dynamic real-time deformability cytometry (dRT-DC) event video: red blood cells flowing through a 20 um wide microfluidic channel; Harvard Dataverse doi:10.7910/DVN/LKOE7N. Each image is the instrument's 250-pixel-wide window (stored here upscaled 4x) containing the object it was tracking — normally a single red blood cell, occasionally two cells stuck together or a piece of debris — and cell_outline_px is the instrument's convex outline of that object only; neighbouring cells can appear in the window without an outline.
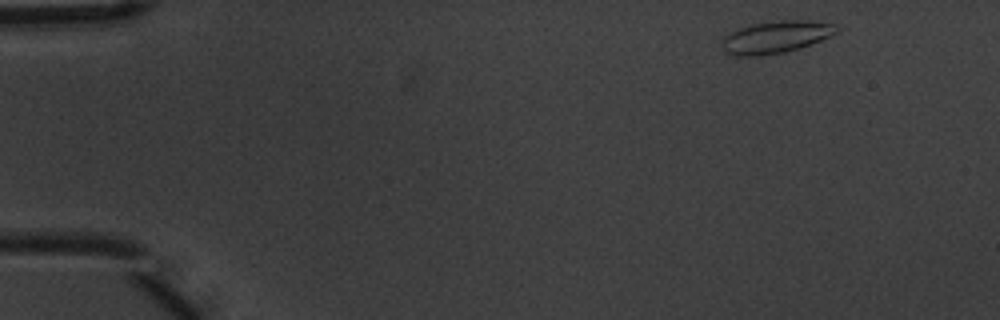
{"species": "common noctule bat (a hibernating species)", "species_latin": "Nyctalus noctula", "temperature_condition": "warm", "stored_images_in_passage": 5, "camera_frame_rate_fps": 3000, "um_per_image_px": 0.085, "animal": {"sex": "male", "body_mass_g": 20.1, "forearm_length_mm": 53.5}, "frame": {"image": 1, "passage_image": 1, "time_ms": 0.0, "image_size_px": [1000, 320], "cell_outline_px": [[840, 28], [832, 36], [812, 44], [800, 48], [784, 52], [760, 56], [736, 56], [724, 52], [720, 44], [720, 40], [724, 36], [740, 28], [756, 24], [784, 20], [808, 20], [836, 24]], "centroid_in_image_um": [65.96, 3.16], "position_along_channel_um": 19.0, "area_um2": 21.62}}
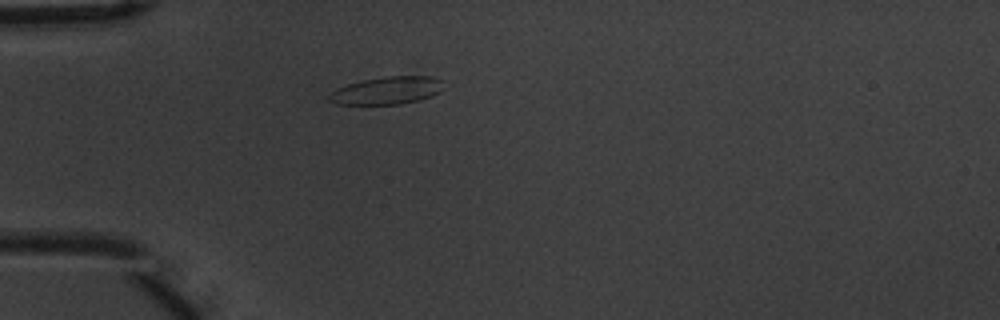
{"frame": {"image": 2, "passage_image": 4, "time_ms": 1.0, "image_size_px": [1000, 320], "cell_outline_px": [[444, 88], [440, 92], [432, 96], [420, 100], [400, 104], [336, 104], [328, 100], [328, 96], [336, 88], [360, 80], [384, 76], [432, 76], [444, 80]], "centroid_in_image_um": [32.94, 7.68], "position_along_channel_um": 52.1, "area_um2": 18.73}}